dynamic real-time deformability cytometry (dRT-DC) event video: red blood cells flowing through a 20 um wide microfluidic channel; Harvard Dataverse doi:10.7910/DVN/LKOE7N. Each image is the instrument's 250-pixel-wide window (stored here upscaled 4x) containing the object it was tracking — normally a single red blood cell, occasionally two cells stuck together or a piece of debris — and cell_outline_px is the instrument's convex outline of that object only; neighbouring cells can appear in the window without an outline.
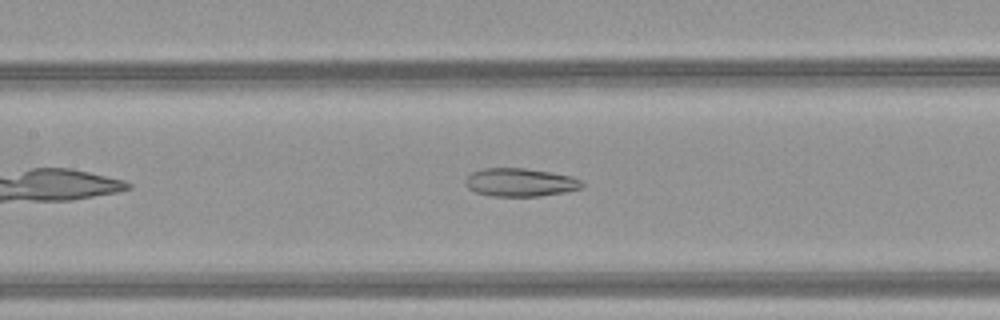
{"species": "common noctule bat (a hibernating species)", "species_latin": "Nyctalus noctula", "temperature_condition": "warm", "stored_images_in_passage": 28, "camera_frame_rate_fps": 3000, "um_per_image_px": 0.085, "animal": {"sex": "female", "body_mass_g": 21.9}, "frame": {"image": 1, "passage_image": 7, "time_ms": 2.0, "image_size_px": [1000, 320], "cell_outline_px": [[584, 184], [580, 188], [564, 192], [540, 196], [492, 196], [476, 192], [468, 188], [464, 180], [472, 172], [484, 168], [524, 168], [572, 176], [580, 180]], "centroid_in_image_um": [44.2, 15.5], "position_along_channel_um": 163.2, "area_um2": 19.02}}
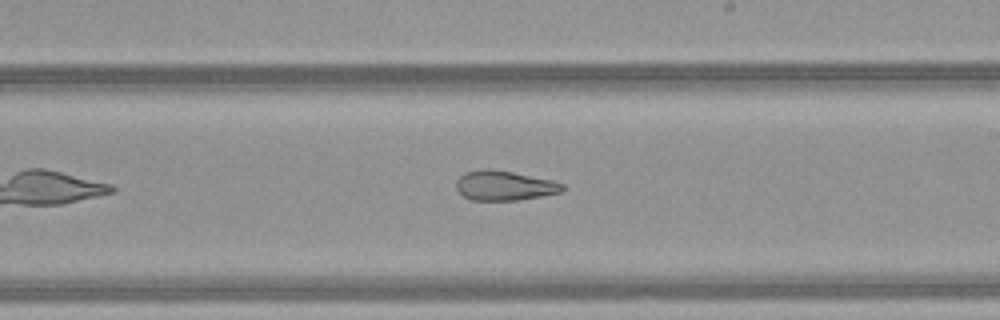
{"frame": {"image": 2, "passage_image": 13, "time_ms": 4.0, "image_size_px": [1000, 320], "cell_outline_px": [[568, 188], [560, 192], [540, 196], [516, 200], [472, 200], [464, 196], [456, 188], [456, 180], [464, 172], [484, 168], [492, 168], [552, 180], [564, 184]], "centroid_in_image_um": [42.87, 15.76], "position_along_channel_um": 246.1, "area_um2": 18.44}}
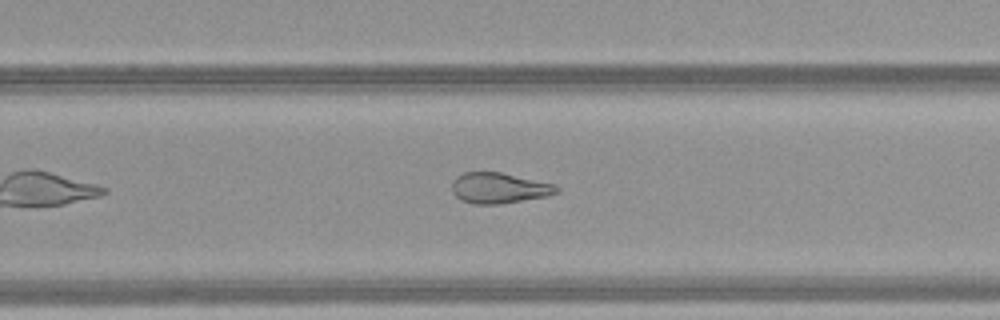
{"frame": {"image": 3, "passage_image": 16, "time_ms": 5.0, "image_size_px": [1000, 320], "cell_outline_px": [[560, 192], [548, 196], [500, 204], [472, 204], [460, 200], [452, 192], [452, 180], [456, 176], [464, 172], [500, 172], [556, 184], [560, 188]], "centroid_in_image_um": [42.43, 15.98], "position_along_channel_um": 287.4, "area_um2": 18.96}}